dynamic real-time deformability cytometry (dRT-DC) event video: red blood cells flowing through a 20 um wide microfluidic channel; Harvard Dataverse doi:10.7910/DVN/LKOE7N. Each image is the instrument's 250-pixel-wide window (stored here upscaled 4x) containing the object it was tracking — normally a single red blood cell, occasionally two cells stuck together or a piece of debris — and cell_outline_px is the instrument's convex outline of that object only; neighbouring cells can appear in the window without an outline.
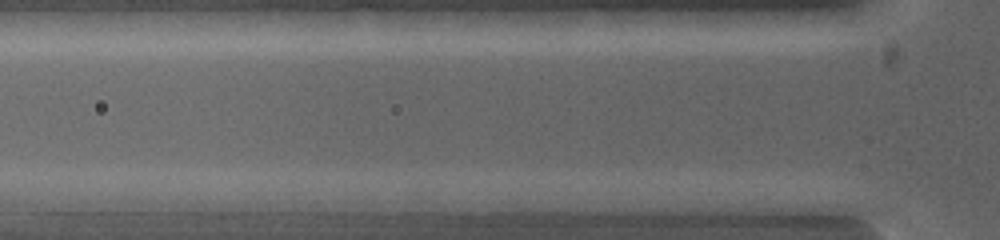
{"species": "common noctule bat (a hibernating species)", "species_latin": "Nyctalus noctula", "temperature_condition": "warm", "stored_images_in_passage": 5, "camera_frame_rate_fps": 5000, "um_per_image_px": 0.085, "animal": {"sex": "female", "body_mass_g": 19.0, "forearm_length_mm": 53.3}, "frame": {"image": 1, "passage_image": 5, "time_ms": 0.8, "image_size_px": [1000, 240], "cell_outline_px": [[788, 200], [780, 216], [772, 216], [652, 208], [616, 200], [628, 192], [752, 192]], "centroid_in_image_um": [60.33, 17.18], "position_along_channel_um": 65.5, "area_um2": 21.39}}